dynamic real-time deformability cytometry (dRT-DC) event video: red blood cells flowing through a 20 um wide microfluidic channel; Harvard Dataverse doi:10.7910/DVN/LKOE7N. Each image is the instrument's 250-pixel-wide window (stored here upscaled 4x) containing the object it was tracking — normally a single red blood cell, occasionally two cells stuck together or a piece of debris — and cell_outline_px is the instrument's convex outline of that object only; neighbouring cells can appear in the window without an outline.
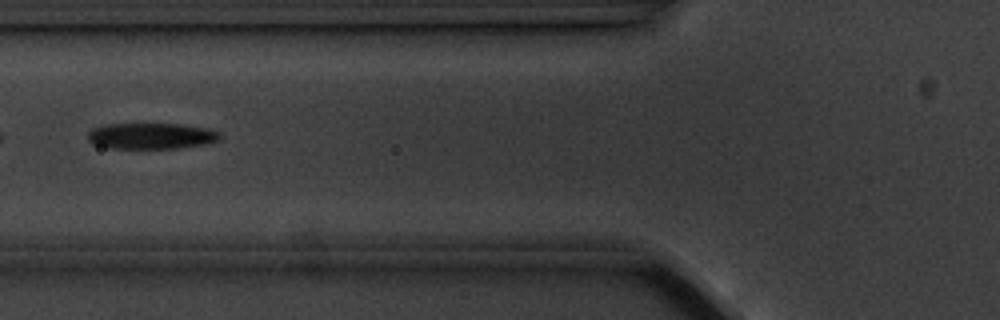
{"species": "common noctule bat (a hibernating species)", "species_latin": "Nyctalus noctula", "temperature_condition": "cold", "stored_images_in_passage": 7, "camera_frame_rate_fps": 3000, "um_per_image_px": 0.085, "animal": {"sex": "male", "body_mass_g": 20.1, "forearm_length_mm": 53.5}, "frame": {"image": 1, "passage_image": 7, "time_ms": 6.667, "image_size_px": [1000, 320], "cell_outline_px": [[220, 136], [216, 140], [204, 144], [176, 148], [108, 148], [96, 144], [88, 140], [88, 132], [92, 128], [108, 124], [180, 124], [208, 128], [220, 132]], "centroid_in_image_um": [12.84, 11.55], "position_along_channel_um": 113.0, "area_um2": 19.83}}